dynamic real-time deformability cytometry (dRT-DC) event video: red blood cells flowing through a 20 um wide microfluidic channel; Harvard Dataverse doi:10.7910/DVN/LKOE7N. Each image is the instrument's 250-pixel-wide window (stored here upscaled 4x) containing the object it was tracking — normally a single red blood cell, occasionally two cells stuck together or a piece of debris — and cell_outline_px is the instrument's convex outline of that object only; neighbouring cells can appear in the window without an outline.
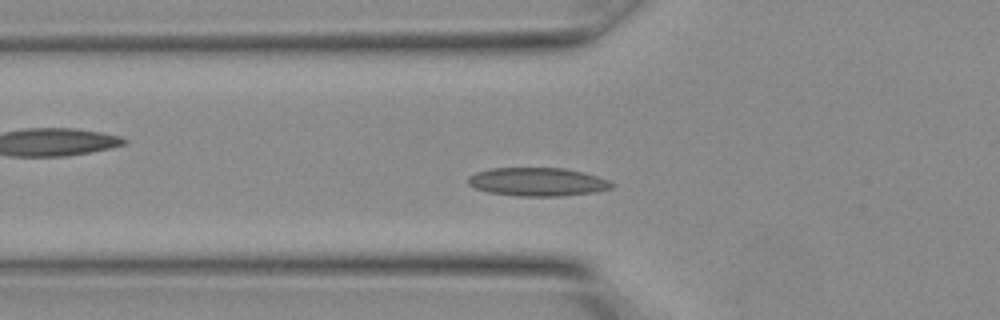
{"species": "Egyptian fruit bat (a non-hibernating species)", "species_latin": "Rousettus aegyptiacus", "temperature_condition": "warm", "stored_images_in_passage": 10, "camera_frame_rate_fps": 3000, "um_per_image_px": 0.085, "animal": {"sex": "female"}, "frame": {"image": 1, "passage_image": 4, "time_ms": 1.0, "image_size_px": [1000, 320], "cell_outline_px": [[616, 184], [612, 188], [596, 192], [560, 196], [520, 196], [488, 192], [476, 188], [468, 184], [468, 176], [476, 172], [492, 168], [564, 168], [584, 172], [608, 180]], "centroid_in_image_um": [45.71, 15.46], "position_along_channel_um": 80.1, "area_um2": 23.81}}
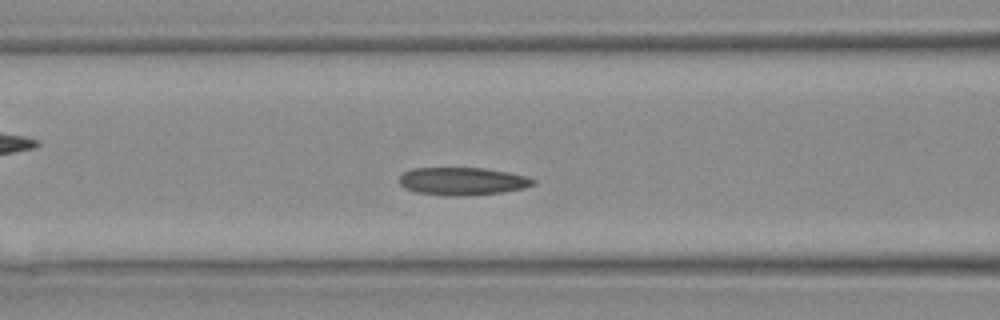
{"frame": {"image": 2, "passage_image": 6, "time_ms": 1.667, "image_size_px": [1000, 320], "cell_outline_px": [[536, 184], [524, 188], [504, 192], [464, 196], [444, 196], [416, 192], [404, 188], [400, 184], [400, 176], [404, 172], [412, 168], [484, 168], [508, 172], [524, 176], [536, 180]], "centroid_in_image_um": [39.31, 15.41], "position_along_channel_um": 127.3, "area_um2": 21.79}}
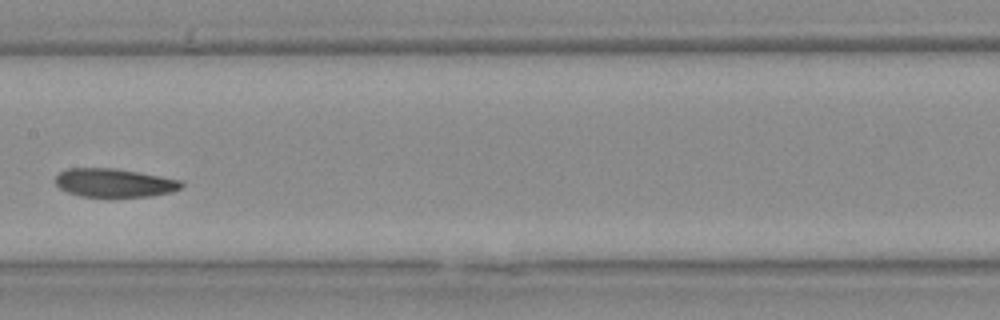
{"frame": {"image": 3, "passage_image": 9, "time_ms": 2.667, "image_size_px": [1000, 320], "cell_outline_px": [[184, 184], [180, 188], [172, 192], [152, 196], [80, 196], [68, 192], [60, 188], [56, 184], [56, 176], [60, 172], [68, 168], [116, 168], [160, 176], [180, 180]], "centroid_in_image_um": [9.72, 15.53], "position_along_channel_um": 197.7, "area_um2": 20.75}}